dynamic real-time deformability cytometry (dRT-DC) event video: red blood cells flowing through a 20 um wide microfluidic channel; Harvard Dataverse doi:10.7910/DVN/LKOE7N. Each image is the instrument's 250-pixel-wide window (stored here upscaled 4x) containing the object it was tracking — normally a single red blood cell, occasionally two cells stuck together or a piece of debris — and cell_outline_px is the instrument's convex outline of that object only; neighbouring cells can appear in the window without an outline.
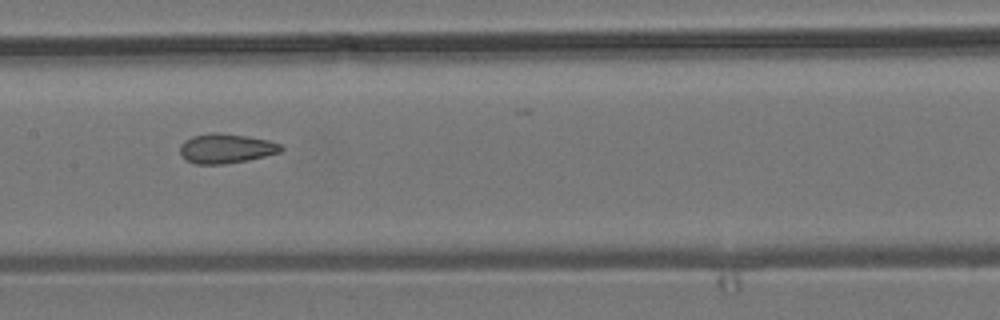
{"species": "common noctule bat (a hibernating species)", "species_latin": "Nyctalus noctula", "temperature_condition": "room temperature", "stored_images_in_passage": 8, "camera_frame_rate_fps": 3000, "um_per_image_px": 0.085, "animal": {"sex": "male", "body_mass_g": 19.2, "forearm_length_mm": 51.8}, "frame": {"image": 1, "passage_image": 5, "time_ms": 4.667, "image_size_px": [1000, 320], "cell_outline_px": [[284, 148], [280, 152], [248, 160], [224, 164], [196, 164], [184, 160], [180, 156], [180, 144], [184, 140], [192, 136], [212, 132], [216, 132], [248, 136], [268, 140], [280, 144]], "centroid_in_image_um": [19.17, 12.62], "position_along_channel_um": 188.2, "area_um2": 17.57}}
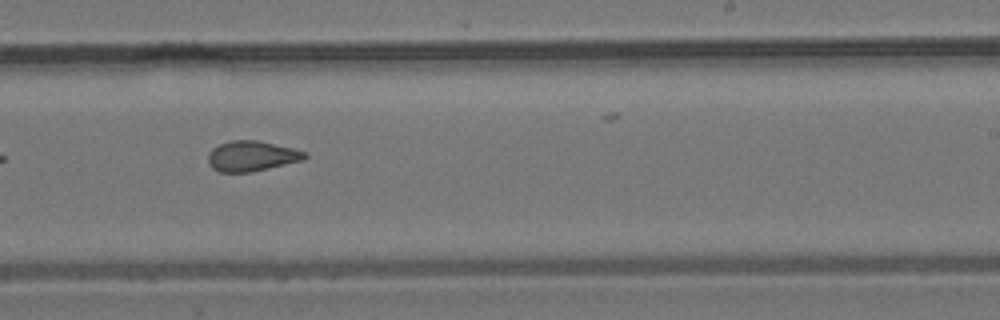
{"frame": {"image": 2, "passage_image": 7, "time_ms": 6.667, "image_size_px": [1000, 320], "cell_outline_px": [[308, 156], [304, 160], [268, 168], [248, 172], [220, 172], [212, 168], [208, 164], [208, 156], [212, 148], [220, 144], [232, 140], [256, 140], [292, 148], [304, 152]], "centroid_in_image_um": [21.37, 13.27], "position_along_channel_um": 267.6, "area_um2": 16.88}}
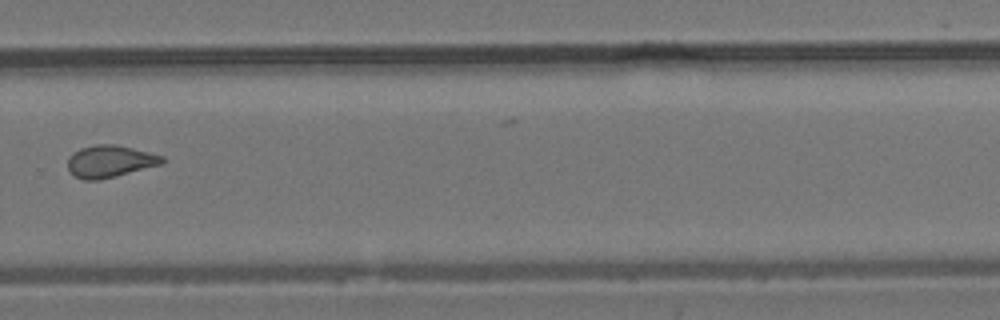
{"frame": {"image": 3, "passage_image": 8, "time_ms": 8.0, "image_size_px": [1000, 320], "cell_outline_px": [[164, 160], [160, 164], [116, 176], [100, 180], [84, 180], [68, 172], [68, 156], [72, 152], [80, 148], [96, 144], [116, 144], [164, 156]], "centroid_in_image_um": [9.29, 13.71], "position_along_channel_um": 320.5, "area_um2": 17.63}}